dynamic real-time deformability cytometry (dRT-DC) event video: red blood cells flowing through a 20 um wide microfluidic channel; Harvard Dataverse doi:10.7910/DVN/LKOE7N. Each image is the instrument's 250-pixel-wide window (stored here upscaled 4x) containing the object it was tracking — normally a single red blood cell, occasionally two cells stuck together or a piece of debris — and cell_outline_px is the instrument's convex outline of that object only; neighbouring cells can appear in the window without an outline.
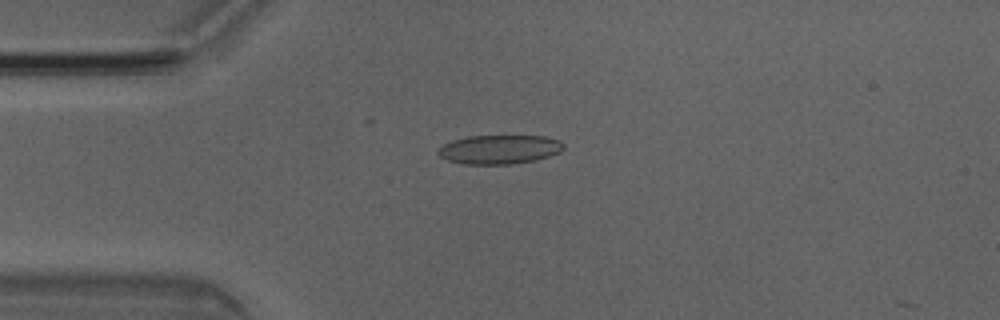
{"species": "Egyptian fruit bat (a non-hibernating species)", "species_latin": "Rousettus aegyptiacus", "temperature_condition": "room temperature", "stored_images_in_passage": 5, "camera_frame_rate_fps": 3000, "um_per_image_px": 0.085, "animal": {"sex": "male"}, "frame": {"image": 1, "passage_image": 5, "time_ms": 1.333, "image_size_px": [1000, 320], "cell_outline_px": [[564, 148], [560, 152], [536, 160], [512, 164], [464, 164], [448, 160], [440, 156], [436, 152], [444, 144], [452, 140], [468, 136], [544, 136], [560, 140], [564, 144]], "centroid_in_image_um": [42.46, 12.7], "position_along_channel_um": 42.5, "area_um2": 21.21}}